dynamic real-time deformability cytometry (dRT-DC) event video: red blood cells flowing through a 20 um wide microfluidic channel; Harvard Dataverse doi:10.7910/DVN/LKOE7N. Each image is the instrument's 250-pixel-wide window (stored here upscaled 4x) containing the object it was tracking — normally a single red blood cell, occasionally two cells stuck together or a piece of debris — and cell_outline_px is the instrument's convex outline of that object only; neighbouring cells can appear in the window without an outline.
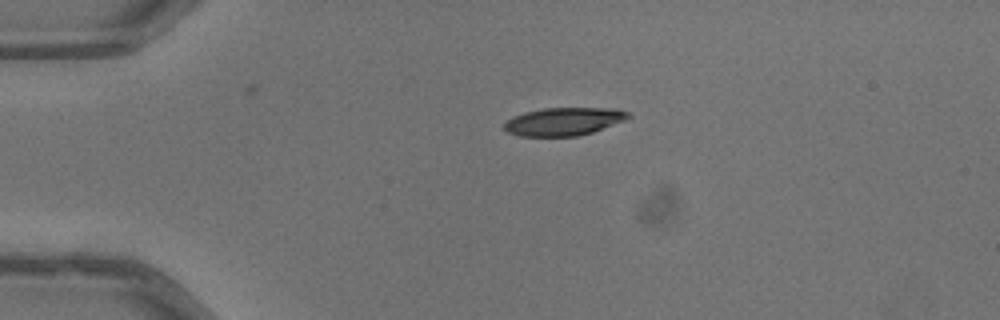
{"species": "common noctule bat (a hibernating species)", "species_latin": "Nyctalus noctula", "temperature_condition": "warm", "stored_images_in_passage": 35, "camera_frame_rate_fps": 3000, "um_per_image_px": 0.085, "animal": {"sex": "male", "body_mass_g": 13.3}, "frame": {"image": 1, "passage_image": 1, "time_ms": 0.0, "image_size_px": [1000, 320], "cell_outline_px": [[632, 116], [624, 120], [592, 132], [576, 136], [520, 136], [508, 132], [504, 128], [504, 124], [508, 120], [524, 112], [544, 108], [616, 108], [628, 112]], "centroid_in_image_um": [47.93, 10.32], "position_along_channel_um": 37.1, "area_um2": 20.0}}
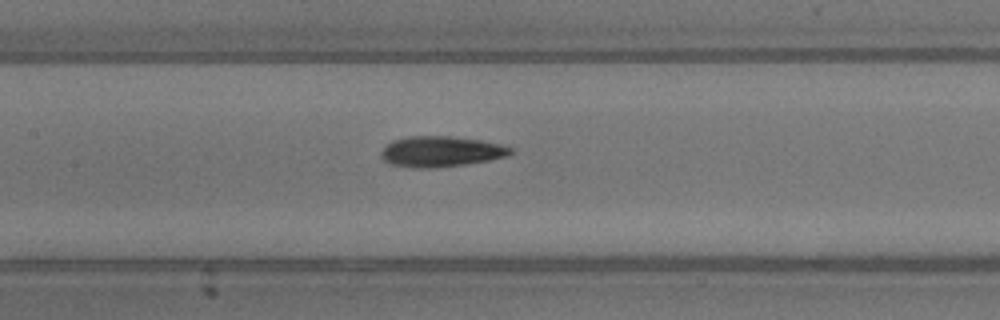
{"frame": {"image": 2, "passage_image": 14, "time_ms": 4.333, "image_size_px": [1000, 320], "cell_outline_px": [[512, 152], [508, 156], [488, 160], [464, 164], [432, 168], [416, 168], [392, 164], [384, 160], [380, 156], [380, 152], [392, 140], [408, 136], [448, 136], [480, 140], [500, 144], [512, 148]], "centroid_in_image_um": [37.46, 12.87], "position_along_channel_um": 169.9, "area_um2": 22.89}}
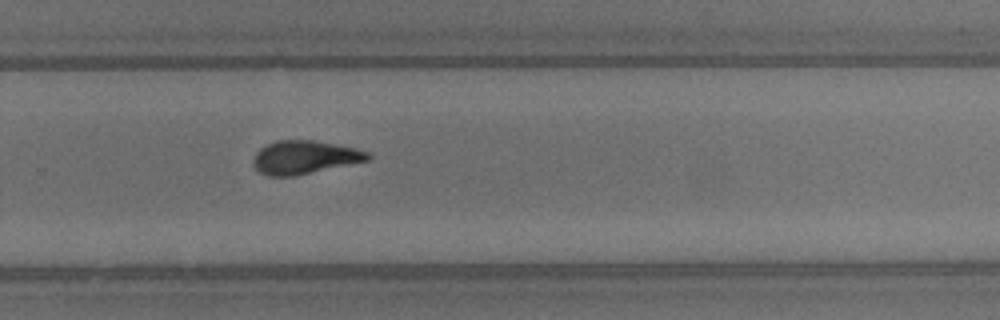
{"frame": {"image": 3, "passage_image": 24, "time_ms": 7.667, "image_size_px": [1000, 320], "cell_outline_px": [[372, 156], [368, 160], [292, 176], [268, 176], [260, 172], [252, 164], [252, 160], [256, 152], [260, 148], [276, 140], [312, 140], [356, 148], [368, 152]], "centroid_in_image_um": [25.85, 13.36], "position_along_channel_um": 304.0, "area_um2": 21.96}, "authors_computed_cell_mechanics": {"area_um2": 22.0218, "velocity_mm_per_s": 4.0407, "shape_relaxation_time_tau1_ms": 5.9945, "shape_relaxation_time_tau2_ms": 2.546, "deformation_change_tau1": 0.1861, "deformation_change_tau2": 0.1049}}